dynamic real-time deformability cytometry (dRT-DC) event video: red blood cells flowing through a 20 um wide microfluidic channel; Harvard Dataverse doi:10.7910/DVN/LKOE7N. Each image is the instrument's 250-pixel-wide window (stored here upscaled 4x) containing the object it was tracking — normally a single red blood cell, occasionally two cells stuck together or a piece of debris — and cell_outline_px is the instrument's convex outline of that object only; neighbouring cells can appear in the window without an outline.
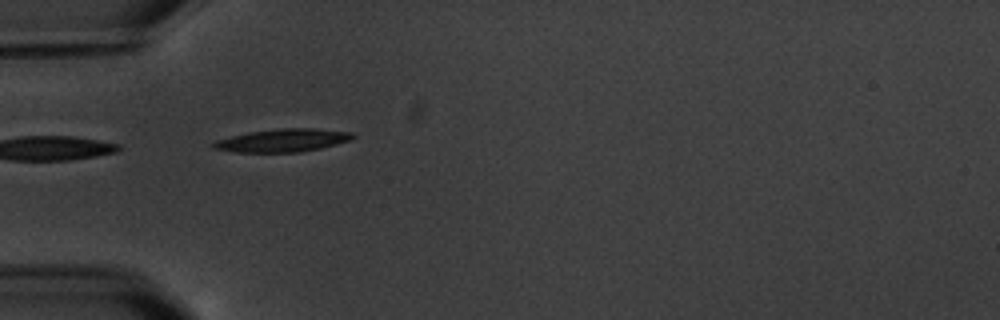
{"species": "common noctule bat (a hibernating species)", "species_latin": "Nyctalus noctula", "temperature_condition": "warm", "stored_images_in_passage": 4, "camera_frame_rate_fps": 3000, "um_per_image_px": 0.085, "animal": {"sex": "male", "body_mass_g": 20.1, "forearm_length_mm": 53.5}, "frame": {"image": 1, "passage_image": 3, "time_ms": 2.667, "image_size_px": [1000, 320], "cell_outline_px": [[356, 136], [352, 140], [320, 148], [300, 152], [236, 152], [212, 148], [208, 144], [216, 140], [248, 132], [280, 128], [316, 128], [352, 132]], "centroid_in_image_um": [24.03, 11.93], "position_along_channel_um": 61.0, "area_um2": 18.79}}